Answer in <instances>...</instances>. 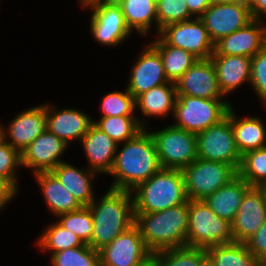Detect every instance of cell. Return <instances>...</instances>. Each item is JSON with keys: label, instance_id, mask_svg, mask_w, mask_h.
I'll return each mask as SVG.
<instances>
[{"label": "cell", "instance_id": "cell-39", "mask_svg": "<svg viewBox=\"0 0 266 266\" xmlns=\"http://www.w3.org/2000/svg\"><path fill=\"white\" fill-rule=\"evenodd\" d=\"M22 167L21 153L5 142L0 146V176L4 177L16 190V168Z\"/></svg>", "mask_w": 266, "mask_h": 266}, {"label": "cell", "instance_id": "cell-5", "mask_svg": "<svg viewBox=\"0 0 266 266\" xmlns=\"http://www.w3.org/2000/svg\"><path fill=\"white\" fill-rule=\"evenodd\" d=\"M233 242L230 222L218 217L204 200L188 201V247L207 249Z\"/></svg>", "mask_w": 266, "mask_h": 266}, {"label": "cell", "instance_id": "cell-34", "mask_svg": "<svg viewBox=\"0 0 266 266\" xmlns=\"http://www.w3.org/2000/svg\"><path fill=\"white\" fill-rule=\"evenodd\" d=\"M37 241L36 244L42 250L52 251V254L68 248L86 245L80 237L61 226L58 222L49 225Z\"/></svg>", "mask_w": 266, "mask_h": 266}, {"label": "cell", "instance_id": "cell-18", "mask_svg": "<svg viewBox=\"0 0 266 266\" xmlns=\"http://www.w3.org/2000/svg\"><path fill=\"white\" fill-rule=\"evenodd\" d=\"M261 20H253L214 44L212 55H238L254 57L266 46V27Z\"/></svg>", "mask_w": 266, "mask_h": 266}, {"label": "cell", "instance_id": "cell-4", "mask_svg": "<svg viewBox=\"0 0 266 266\" xmlns=\"http://www.w3.org/2000/svg\"><path fill=\"white\" fill-rule=\"evenodd\" d=\"M132 194L134 213H155L188 202L182 170L161 168Z\"/></svg>", "mask_w": 266, "mask_h": 266}, {"label": "cell", "instance_id": "cell-13", "mask_svg": "<svg viewBox=\"0 0 266 266\" xmlns=\"http://www.w3.org/2000/svg\"><path fill=\"white\" fill-rule=\"evenodd\" d=\"M89 8L93 10L90 20L91 33L100 44L116 46L131 34L121 7L115 0L100 2Z\"/></svg>", "mask_w": 266, "mask_h": 266}, {"label": "cell", "instance_id": "cell-38", "mask_svg": "<svg viewBox=\"0 0 266 266\" xmlns=\"http://www.w3.org/2000/svg\"><path fill=\"white\" fill-rule=\"evenodd\" d=\"M192 15L186 5V0H159L157 2L158 34L160 30L172 23L188 21Z\"/></svg>", "mask_w": 266, "mask_h": 266}, {"label": "cell", "instance_id": "cell-27", "mask_svg": "<svg viewBox=\"0 0 266 266\" xmlns=\"http://www.w3.org/2000/svg\"><path fill=\"white\" fill-rule=\"evenodd\" d=\"M176 86L173 82L151 88L149 91L142 93L135 99L136 109L145 116H162L165 117L172 112L174 113V104L176 101Z\"/></svg>", "mask_w": 266, "mask_h": 266}, {"label": "cell", "instance_id": "cell-19", "mask_svg": "<svg viewBox=\"0 0 266 266\" xmlns=\"http://www.w3.org/2000/svg\"><path fill=\"white\" fill-rule=\"evenodd\" d=\"M46 130V104L20 112L5 129V140L22 153L29 144ZM8 137V138H7Z\"/></svg>", "mask_w": 266, "mask_h": 266}, {"label": "cell", "instance_id": "cell-23", "mask_svg": "<svg viewBox=\"0 0 266 266\" xmlns=\"http://www.w3.org/2000/svg\"><path fill=\"white\" fill-rule=\"evenodd\" d=\"M70 192L81 206H89L95 199L91 179L98 173L90 169H77V167L61 162L50 171Z\"/></svg>", "mask_w": 266, "mask_h": 266}, {"label": "cell", "instance_id": "cell-24", "mask_svg": "<svg viewBox=\"0 0 266 266\" xmlns=\"http://www.w3.org/2000/svg\"><path fill=\"white\" fill-rule=\"evenodd\" d=\"M251 186L238 175L204 201L216 215L232 223L243 197Z\"/></svg>", "mask_w": 266, "mask_h": 266}, {"label": "cell", "instance_id": "cell-50", "mask_svg": "<svg viewBox=\"0 0 266 266\" xmlns=\"http://www.w3.org/2000/svg\"><path fill=\"white\" fill-rule=\"evenodd\" d=\"M261 264H262L263 266H266V256L261 260Z\"/></svg>", "mask_w": 266, "mask_h": 266}, {"label": "cell", "instance_id": "cell-33", "mask_svg": "<svg viewBox=\"0 0 266 266\" xmlns=\"http://www.w3.org/2000/svg\"><path fill=\"white\" fill-rule=\"evenodd\" d=\"M251 187H260L266 182V147L244 153L237 171Z\"/></svg>", "mask_w": 266, "mask_h": 266}, {"label": "cell", "instance_id": "cell-17", "mask_svg": "<svg viewBox=\"0 0 266 266\" xmlns=\"http://www.w3.org/2000/svg\"><path fill=\"white\" fill-rule=\"evenodd\" d=\"M129 79L127 90L135 99L151 88L169 82L164 73L162 58L151 44L137 58Z\"/></svg>", "mask_w": 266, "mask_h": 266}, {"label": "cell", "instance_id": "cell-29", "mask_svg": "<svg viewBox=\"0 0 266 266\" xmlns=\"http://www.w3.org/2000/svg\"><path fill=\"white\" fill-rule=\"evenodd\" d=\"M158 38L150 43L162 58L164 73L168 81L176 83L198 58L182 48L168 45L160 36Z\"/></svg>", "mask_w": 266, "mask_h": 266}, {"label": "cell", "instance_id": "cell-51", "mask_svg": "<svg viewBox=\"0 0 266 266\" xmlns=\"http://www.w3.org/2000/svg\"><path fill=\"white\" fill-rule=\"evenodd\" d=\"M238 1H241V2H243V3H249L251 0H238Z\"/></svg>", "mask_w": 266, "mask_h": 266}, {"label": "cell", "instance_id": "cell-16", "mask_svg": "<svg viewBox=\"0 0 266 266\" xmlns=\"http://www.w3.org/2000/svg\"><path fill=\"white\" fill-rule=\"evenodd\" d=\"M68 144L47 129L36 137L21 153V164L33 168V173L50 172L61 162Z\"/></svg>", "mask_w": 266, "mask_h": 266}, {"label": "cell", "instance_id": "cell-14", "mask_svg": "<svg viewBox=\"0 0 266 266\" xmlns=\"http://www.w3.org/2000/svg\"><path fill=\"white\" fill-rule=\"evenodd\" d=\"M176 95L223 99L211 58L198 59L175 83Z\"/></svg>", "mask_w": 266, "mask_h": 266}, {"label": "cell", "instance_id": "cell-31", "mask_svg": "<svg viewBox=\"0 0 266 266\" xmlns=\"http://www.w3.org/2000/svg\"><path fill=\"white\" fill-rule=\"evenodd\" d=\"M93 124L106 133L117 144L135 138L145 129V123L135 116H108L100 117Z\"/></svg>", "mask_w": 266, "mask_h": 266}, {"label": "cell", "instance_id": "cell-41", "mask_svg": "<svg viewBox=\"0 0 266 266\" xmlns=\"http://www.w3.org/2000/svg\"><path fill=\"white\" fill-rule=\"evenodd\" d=\"M248 250L260 261L266 256V221L256 233L245 242Z\"/></svg>", "mask_w": 266, "mask_h": 266}, {"label": "cell", "instance_id": "cell-12", "mask_svg": "<svg viewBox=\"0 0 266 266\" xmlns=\"http://www.w3.org/2000/svg\"><path fill=\"white\" fill-rule=\"evenodd\" d=\"M200 19L214 44L253 21L248 4L238 0L211 4Z\"/></svg>", "mask_w": 266, "mask_h": 266}, {"label": "cell", "instance_id": "cell-2", "mask_svg": "<svg viewBox=\"0 0 266 266\" xmlns=\"http://www.w3.org/2000/svg\"><path fill=\"white\" fill-rule=\"evenodd\" d=\"M89 208L93 229L88 245L97 251L135 223L134 200L130 191L109 188L103 198L94 199Z\"/></svg>", "mask_w": 266, "mask_h": 266}, {"label": "cell", "instance_id": "cell-46", "mask_svg": "<svg viewBox=\"0 0 266 266\" xmlns=\"http://www.w3.org/2000/svg\"><path fill=\"white\" fill-rule=\"evenodd\" d=\"M5 140V129H3V126L0 124V146L6 142Z\"/></svg>", "mask_w": 266, "mask_h": 266}, {"label": "cell", "instance_id": "cell-20", "mask_svg": "<svg viewBox=\"0 0 266 266\" xmlns=\"http://www.w3.org/2000/svg\"><path fill=\"white\" fill-rule=\"evenodd\" d=\"M54 108L53 105L46 104V129L68 145L75 139L81 141L93 120L76 109L66 108L57 111L55 108L54 111Z\"/></svg>", "mask_w": 266, "mask_h": 266}, {"label": "cell", "instance_id": "cell-6", "mask_svg": "<svg viewBox=\"0 0 266 266\" xmlns=\"http://www.w3.org/2000/svg\"><path fill=\"white\" fill-rule=\"evenodd\" d=\"M231 106L222 99L177 95L173 113L177 122L173 126L197 135L225 119Z\"/></svg>", "mask_w": 266, "mask_h": 266}, {"label": "cell", "instance_id": "cell-28", "mask_svg": "<svg viewBox=\"0 0 266 266\" xmlns=\"http://www.w3.org/2000/svg\"><path fill=\"white\" fill-rule=\"evenodd\" d=\"M121 7L126 25L132 32L135 29L147 35L154 20L157 26V2L155 0H115ZM146 34V35H145Z\"/></svg>", "mask_w": 266, "mask_h": 266}, {"label": "cell", "instance_id": "cell-48", "mask_svg": "<svg viewBox=\"0 0 266 266\" xmlns=\"http://www.w3.org/2000/svg\"><path fill=\"white\" fill-rule=\"evenodd\" d=\"M235 0H210L211 4H217V3H228L233 2Z\"/></svg>", "mask_w": 266, "mask_h": 266}, {"label": "cell", "instance_id": "cell-44", "mask_svg": "<svg viewBox=\"0 0 266 266\" xmlns=\"http://www.w3.org/2000/svg\"><path fill=\"white\" fill-rule=\"evenodd\" d=\"M248 6L253 20H261L263 14L266 16V0H251Z\"/></svg>", "mask_w": 266, "mask_h": 266}, {"label": "cell", "instance_id": "cell-45", "mask_svg": "<svg viewBox=\"0 0 266 266\" xmlns=\"http://www.w3.org/2000/svg\"><path fill=\"white\" fill-rule=\"evenodd\" d=\"M79 1H80L81 6H83L84 8L85 7L88 8L91 5H94V4H97L100 2H109V1H113V0H79Z\"/></svg>", "mask_w": 266, "mask_h": 266}, {"label": "cell", "instance_id": "cell-25", "mask_svg": "<svg viewBox=\"0 0 266 266\" xmlns=\"http://www.w3.org/2000/svg\"><path fill=\"white\" fill-rule=\"evenodd\" d=\"M230 122L241 155L251 150L266 147V129L260 118L252 116L237 119L231 106Z\"/></svg>", "mask_w": 266, "mask_h": 266}, {"label": "cell", "instance_id": "cell-37", "mask_svg": "<svg viewBox=\"0 0 266 266\" xmlns=\"http://www.w3.org/2000/svg\"><path fill=\"white\" fill-rule=\"evenodd\" d=\"M101 117L134 116L136 111L135 98L128 92H111L104 96L101 102Z\"/></svg>", "mask_w": 266, "mask_h": 266}, {"label": "cell", "instance_id": "cell-8", "mask_svg": "<svg viewBox=\"0 0 266 266\" xmlns=\"http://www.w3.org/2000/svg\"><path fill=\"white\" fill-rule=\"evenodd\" d=\"M182 173L188 200H204L237 176V171L229 164L200 158Z\"/></svg>", "mask_w": 266, "mask_h": 266}, {"label": "cell", "instance_id": "cell-7", "mask_svg": "<svg viewBox=\"0 0 266 266\" xmlns=\"http://www.w3.org/2000/svg\"><path fill=\"white\" fill-rule=\"evenodd\" d=\"M150 134L162 168L183 170L198 158L196 134L173 125Z\"/></svg>", "mask_w": 266, "mask_h": 266}, {"label": "cell", "instance_id": "cell-10", "mask_svg": "<svg viewBox=\"0 0 266 266\" xmlns=\"http://www.w3.org/2000/svg\"><path fill=\"white\" fill-rule=\"evenodd\" d=\"M100 266H142L153 258L134 224L99 250Z\"/></svg>", "mask_w": 266, "mask_h": 266}, {"label": "cell", "instance_id": "cell-1", "mask_svg": "<svg viewBox=\"0 0 266 266\" xmlns=\"http://www.w3.org/2000/svg\"><path fill=\"white\" fill-rule=\"evenodd\" d=\"M145 130L124 142L123 148L116 152L109 172L115 181L110 188L131 192L162 168L153 137Z\"/></svg>", "mask_w": 266, "mask_h": 266}, {"label": "cell", "instance_id": "cell-43", "mask_svg": "<svg viewBox=\"0 0 266 266\" xmlns=\"http://www.w3.org/2000/svg\"><path fill=\"white\" fill-rule=\"evenodd\" d=\"M186 5L192 16L196 14L198 15L197 18H200L209 8L211 2L210 0H186Z\"/></svg>", "mask_w": 266, "mask_h": 266}, {"label": "cell", "instance_id": "cell-47", "mask_svg": "<svg viewBox=\"0 0 266 266\" xmlns=\"http://www.w3.org/2000/svg\"><path fill=\"white\" fill-rule=\"evenodd\" d=\"M201 266H216L215 263L207 256Z\"/></svg>", "mask_w": 266, "mask_h": 266}, {"label": "cell", "instance_id": "cell-49", "mask_svg": "<svg viewBox=\"0 0 266 266\" xmlns=\"http://www.w3.org/2000/svg\"><path fill=\"white\" fill-rule=\"evenodd\" d=\"M142 266H155L154 259L152 258L149 262H147L146 264H144Z\"/></svg>", "mask_w": 266, "mask_h": 266}, {"label": "cell", "instance_id": "cell-40", "mask_svg": "<svg viewBox=\"0 0 266 266\" xmlns=\"http://www.w3.org/2000/svg\"><path fill=\"white\" fill-rule=\"evenodd\" d=\"M250 84L266 107V46L251 58Z\"/></svg>", "mask_w": 266, "mask_h": 266}, {"label": "cell", "instance_id": "cell-35", "mask_svg": "<svg viewBox=\"0 0 266 266\" xmlns=\"http://www.w3.org/2000/svg\"><path fill=\"white\" fill-rule=\"evenodd\" d=\"M50 260L52 266H100L99 251L88 244L53 253Z\"/></svg>", "mask_w": 266, "mask_h": 266}, {"label": "cell", "instance_id": "cell-36", "mask_svg": "<svg viewBox=\"0 0 266 266\" xmlns=\"http://www.w3.org/2000/svg\"><path fill=\"white\" fill-rule=\"evenodd\" d=\"M58 223L76 234L85 244H89L92 236L93 218L89 206L64 213L59 216Z\"/></svg>", "mask_w": 266, "mask_h": 266}, {"label": "cell", "instance_id": "cell-9", "mask_svg": "<svg viewBox=\"0 0 266 266\" xmlns=\"http://www.w3.org/2000/svg\"><path fill=\"white\" fill-rule=\"evenodd\" d=\"M198 158L231 165L238 171L241 157L230 122V109L220 123L196 135Z\"/></svg>", "mask_w": 266, "mask_h": 266}, {"label": "cell", "instance_id": "cell-30", "mask_svg": "<svg viewBox=\"0 0 266 266\" xmlns=\"http://www.w3.org/2000/svg\"><path fill=\"white\" fill-rule=\"evenodd\" d=\"M207 256L216 266H260L261 261L246 247L245 243L233 242L206 249Z\"/></svg>", "mask_w": 266, "mask_h": 266}, {"label": "cell", "instance_id": "cell-3", "mask_svg": "<svg viewBox=\"0 0 266 266\" xmlns=\"http://www.w3.org/2000/svg\"><path fill=\"white\" fill-rule=\"evenodd\" d=\"M134 214V224L153 254L187 246L188 202L155 213Z\"/></svg>", "mask_w": 266, "mask_h": 266}, {"label": "cell", "instance_id": "cell-42", "mask_svg": "<svg viewBox=\"0 0 266 266\" xmlns=\"http://www.w3.org/2000/svg\"><path fill=\"white\" fill-rule=\"evenodd\" d=\"M17 190L4 178L0 176V210L13 199Z\"/></svg>", "mask_w": 266, "mask_h": 266}, {"label": "cell", "instance_id": "cell-26", "mask_svg": "<svg viewBox=\"0 0 266 266\" xmlns=\"http://www.w3.org/2000/svg\"><path fill=\"white\" fill-rule=\"evenodd\" d=\"M34 175L45 197L46 205L56 217L82 207L51 172Z\"/></svg>", "mask_w": 266, "mask_h": 266}, {"label": "cell", "instance_id": "cell-32", "mask_svg": "<svg viewBox=\"0 0 266 266\" xmlns=\"http://www.w3.org/2000/svg\"><path fill=\"white\" fill-rule=\"evenodd\" d=\"M207 250L196 247L164 249L153 254L155 266H201Z\"/></svg>", "mask_w": 266, "mask_h": 266}, {"label": "cell", "instance_id": "cell-15", "mask_svg": "<svg viewBox=\"0 0 266 266\" xmlns=\"http://www.w3.org/2000/svg\"><path fill=\"white\" fill-rule=\"evenodd\" d=\"M266 221V200L259 187H251L243 197L231 223L234 242L245 243Z\"/></svg>", "mask_w": 266, "mask_h": 266}, {"label": "cell", "instance_id": "cell-22", "mask_svg": "<svg viewBox=\"0 0 266 266\" xmlns=\"http://www.w3.org/2000/svg\"><path fill=\"white\" fill-rule=\"evenodd\" d=\"M220 91L225 96L251 80V58L238 55H212Z\"/></svg>", "mask_w": 266, "mask_h": 266}, {"label": "cell", "instance_id": "cell-11", "mask_svg": "<svg viewBox=\"0 0 266 266\" xmlns=\"http://www.w3.org/2000/svg\"><path fill=\"white\" fill-rule=\"evenodd\" d=\"M159 36L168 45L182 48L198 59H209L214 52V43L208 30L204 22L197 17L169 24L160 30Z\"/></svg>", "mask_w": 266, "mask_h": 266}, {"label": "cell", "instance_id": "cell-21", "mask_svg": "<svg viewBox=\"0 0 266 266\" xmlns=\"http://www.w3.org/2000/svg\"><path fill=\"white\" fill-rule=\"evenodd\" d=\"M81 143L89 162L88 169L98 174H109L118 151V144L94 124L89 127Z\"/></svg>", "mask_w": 266, "mask_h": 266}]
</instances>
